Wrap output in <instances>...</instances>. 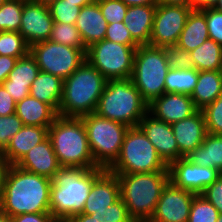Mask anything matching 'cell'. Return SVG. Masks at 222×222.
<instances>
[{
	"instance_id": "obj_59",
	"label": "cell",
	"mask_w": 222,
	"mask_h": 222,
	"mask_svg": "<svg viewBox=\"0 0 222 222\" xmlns=\"http://www.w3.org/2000/svg\"><path fill=\"white\" fill-rule=\"evenodd\" d=\"M7 0H0V6H2Z\"/></svg>"
},
{
	"instance_id": "obj_32",
	"label": "cell",
	"mask_w": 222,
	"mask_h": 222,
	"mask_svg": "<svg viewBox=\"0 0 222 222\" xmlns=\"http://www.w3.org/2000/svg\"><path fill=\"white\" fill-rule=\"evenodd\" d=\"M25 0H7L0 6V32H19Z\"/></svg>"
},
{
	"instance_id": "obj_5",
	"label": "cell",
	"mask_w": 222,
	"mask_h": 222,
	"mask_svg": "<svg viewBox=\"0 0 222 222\" xmlns=\"http://www.w3.org/2000/svg\"><path fill=\"white\" fill-rule=\"evenodd\" d=\"M48 137L61 167H98L94 163L81 118L58 115L48 128Z\"/></svg>"
},
{
	"instance_id": "obj_43",
	"label": "cell",
	"mask_w": 222,
	"mask_h": 222,
	"mask_svg": "<svg viewBox=\"0 0 222 222\" xmlns=\"http://www.w3.org/2000/svg\"><path fill=\"white\" fill-rule=\"evenodd\" d=\"M105 39L124 45H138L124 22L108 24Z\"/></svg>"
},
{
	"instance_id": "obj_50",
	"label": "cell",
	"mask_w": 222,
	"mask_h": 222,
	"mask_svg": "<svg viewBox=\"0 0 222 222\" xmlns=\"http://www.w3.org/2000/svg\"><path fill=\"white\" fill-rule=\"evenodd\" d=\"M214 0H190V7L192 9H202L206 7H211Z\"/></svg>"
},
{
	"instance_id": "obj_20",
	"label": "cell",
	"mask_w": 222,
	"mask_h": 222,
	"mask_svg": "<svg viewBox=\"0 0 222 222\" xmlns=\"http://www.w3.org/2000/svg\"><path fill=\"white\" fill-rule=\"evenodd\" d=\"M39 72L36 60L29 52L26 56L17 59L14 68L2 85L17 103L29 96L31 84Z\"/></svg>"
},
{
	"instance_id": "obj_19",
	"label": "cell",
	"mask_w": 222,
	"mask_h": 222,
	"mask_svg": "<svg viewBox=\"0 0 222 222\" xmlns=\"http://www.w3.org/2000/svg\"><path fill=\"white\" fill-rule=\"evenodd\" d=\"M120 184L116 174L105 170L93 183L84 204L83 214H93L120 199Z\"/></svg>"
},
{
	"instance_id": "obj_57",
	"label": "cell",
	"mask_w": 222,
	"mask_h": 222,
	"mask_svg": "<svg viewBox=\"0 0 222 222\" xmlns=\"http://www.w3.org/2000/svg\"><path fill=\"white\" fill-rule=\"evenodd\" d=\"M219 71L222 73V54H221V58H220Z\"/></svg>"
},
{
	"instance_id": "obj_41",
	"label": "cell",
	"mask_w": 222,
	"mask_h": 222,
	"mask_svg": "<svg viewBox=\"0 0 222 222\" xmlns=\"http://www.w3.org/2000/svg\"><path fill=\"white\" fill-rule=\"evenodd\" d=\"M169 68L192 69L193 60L191 53L177 45L164 47Z\"/></svg>"
},
{
	"instance_id": "obj_52",
	"label": "cell",
	"mask_w": 222,
	"mask_h": 222,
	"mask_svg": "<svg viewBox=\"0 0 222 222\" xmlns=\"http://www.w3.org/2000/svg\"><path fill=\"white\" fill-rule=\"evenodd\" d=\"M157 4L190 6V0H157Z\"/></svg>"
},
{
	"instance_id": "obj_21",
	"label": "cell",
	"mask_w": 222,
	"mask_h": 222,
	"mask_svg": "<svg viewBox=\"0 0 222 222\" xmlns=\"http://www.w3.org/2000/svg\"><path fill=\"white\" fill-rule=\"evenodd\" d=\"M16 166L50 179L61 168L49 137L28 151Z\"/></svg>"
},
{
	"instance_id": "obj_4",
	"label": "cell",
	"mask_w": 222,
	"mask_h": 222,
	"mask_svg": "<svg viewBox=\"0 0 222 222\" xmlns=\"http://www.w3.org/2000/svg\"><path fill=\"white\" fill-rule=\"evenodd\" d=\"M120 197L134 222H149L163 188L169 182L168 171L152 173L116 174Z\"/></svg>"
},
{
	"instance_id": "obj_17",
	"label": "cell",
	"mask_w": 222,
	"mask_h": 222,
	"mask_svg": "<svg viewBox=\"0 0 222 222\" xmlns=\"http://www.w3.org/2000/svg\"><path fill=\"white\" fill-rule=\"evenodd\" d=\"M197 110L190 95L182 93H164L148 104L151 115L171 125Z\"/></svg>"
},
{
	"instance_id": "obj_14",
	"label": "cell",
	"mask_w": 222,
	"mask_h": 222,
	"mask_svg": "<svg viewBox=\"0 0 222 222\" xmlns=\"http://www.w3.org/2000/svg\"><path fill=\"white\" fill-rule=\"evenodd\" d=\"M195 195L187 189L174 186L169 181L162 190L149 222H187Z\"/></svg>"
},
{
	"instance_id": "obj_40",
	"label": "cell",
	"mask_w": 222,
	"mask_h": 222,
	"mask_svg": "<svg viewBox=\"0 0 222 222\" xmlns=\"http://www.w3.org/2000/svg\"><path fill=\"white\" fill-rule=\"evenodd\" d=\"M103 17L108 24L123 22L128 6L121 0H97Z\"/></svg>"
},
{
	"instance_id": "obj_56",
	"label": "cell",
	"mask_w": 222,
	"mask_h": 222,
	"mask_svg": "<svg viewBox=\"0 0 222 222\" xmlns=\"http://www.w3.org/2000/svg\"><path fill=\"white\" fill-rule=\"evenodd\" d=\"M34 1L42 5L50 6L53 2H56L57 0H34Z\"/></svg>"
},
{
	"instance_id": "obj_13",
	"label": "cell",
	"mask_w": 222,
	"mask_h": 222,
	"mask_svg": "<svg viewBox=\"0 0 222 222\" xmlns=\"http://www.w3.org/2000/svg\"><path fill=\"white\" fill-rule=\"evenodd\" d=\"M169 181L176 187L187 189L196 195L201 194L220 175L217 169L191 163L185 157L168 165Z\"/></svg>"
},
{
	"instance_id": "obj_49",
	"label": "cell",
	"mask_w": 222,
	"mask_h": 222,
	"mask_svg": "<svg viewBox=\"0 0 222 222\" xmlns=\"http://www.w3.org/2000/svg\"><path fill=\"white\" fill-rule=\"evenodd\" d=\"M64 222H98V221L95 220L91 215L81 213L66 219Z\"/></svg>"
},
{
	"instance_id": "obj_10",
	"label": "cell",
	"mask_w": 222,
	"mask_h": 222,
	"mask_svg": "<svg viewBox=\"0 0 222 222\" xmlns=\"http://www.w3.org/2000/svg\"><path fill=\"white\" fill-rule=\"evenodd\" d=\"M139 45H124L106 39L87 48L86 60L107 81L131 78L134 57Z\"/></svg>"
},
{
	"instance_id": "obj_51",
	"label": "cell",
	"mask_w": 222,
	"mask_h": 222,
	"mask_svg": "<svg viewBox=\"0 0 222 222\" xmlns=\"http://www.w3.org/2000/svg\"><path fill=\"white\" fill-rule=\"evenodd\" d=\"M128 7L137 5H157V0H121Z\"/></svg>"
},
{
	"instance_id": "obj_9",
	"label": "cell",
	"mask_w": 222,
	"mask_h": 222,
	"mask_svg": "<svg viewBox=\"0 0 222 222\" xmlns=\"http://www.w3.org/2000/svg\"><path fill=\"white\" fill-rule=\"evenodd\" d=\"M94 163L108 169L118 158L128 126L91 113L81 117Z\"/></svg>"
},
{
	"instance_id": "obj_16",
	"label": "cell",
	"mask_w": 222,
	"mask_h": 222,
	"mask_svg": "<svg viewBox=\"0 0 222 222\" xmlns=\"http://www.w3.org/2000/svg\"><path fill=\"white\" fill-rule=\"evenodd\" d=\"M138 126L167 165L179 159V148L171 124L157 119L147 112Z\"/></svg>"
},
{
	"instance_id": "obj_22",
	"label": "cell",
	"mask_w": 222,
	"mask_h": 222,
	"mask_svg": "<svg viewBox=\"0 0 222 222\" xmlns=\"http://www.w3.org/2000/svg\"><path fill=\"white\" fill-rule=\"evenodd\" d=\"M75 26L87 48L105 39L108 23L101 13L97 0L81 8Z\"/></svg>"
},
{
	"instance_id": "obj_48",
	"label": "cell",
	"mask_w": 222,
	"mask_h": 222,
	"mask_svg": "<svg viewBox=\"0 0 222 222\" xmlns=\"http://www.w3.org/2000/svg\"><path fill=\"white\" fill-rule=\"evenodd\" d=\"M10 164L7 159L0 153V197L2 195L7 172L10 168Z\"/></svg>"
},
{
	"instance_id": "obj_53",
	"label": "cell",
	"mask_w": 222,
	"mask_h": 222,
	"mask_svg": "<svg viewBox=\"0 0 222 222\" xmlns=\"http://www.w3.org/2000/svg\"><path fill=\"white\" fill-rule=\"evenodd\" d=\"M93 1L94 0H67V2L76 3V5L81 8L85 5L92 3Z\"/></svg>"
},
{
	"instance_id": "obj_6",
	"label": "cell",
	"mask_w": 222,
	"mask_h": 222,
	"mask_svg": "<svg viewBox=\"0 0 222 222\" xmlns=\"http://www.w3.org/2000/svg\"><path fill=\"white\" fill-rule=\"evenodd\" d=\"M147 112L148 104L131 78L107 81L95 111L100 117L128 127L138 126Z\"/></svg>"
},
{
	"instance_id": "obj_42",
	"label": "cell",
	"mask_w": 222,
	"mask_h": 222,
	"mask_svg": "<svg viewBox=\"0 0 222 222\" xmlns=\"http://www.w3.org/2000/svg\"><path fill=\"white\" fill-rule=\"evenodd\" d=\"M205 14L209 39L222 46V13L212 7L200 9Z\"/></svg>"
},
{
	"instance_id": "obj_44",
	"label": "cell",
	"mask_w": 222,
	"mask_h": 222,
	"mask_svg": "<svg viewBox=\"0 0 222 222\" xmlns=\"http://www.w3.org/2000/svg\"><path fill=\"white\" fill-rule=\"evenodd\" d=\"M201 195L222 214V173Z\"/></svg>"
},
{
	"instance_id": "obj_15",
	"label": "cell",
	"mask_w": 222,
	"mask_h": 222,
	"mask_svg": "<svg viewBox=\"0 0 222 222\" xmlns=\"http://www.w3.org/2000/svg\"><path fill=\"white\" fill-rule=\"evenodd\" d=\"M53 24L54 20L49 6L42 5L34 0H25L19 33L29 46L49 40Z\"/></svg>"
},
{
	"instance_id": "obj_8",
	"label": "cell",
	"mask_w": 222,
	"mask_h": 222,
	"mask_svg": "<svg viewBox=\"0 0 222 222\" xmlns=\"http://www.w3.org/2000/svg\"><path fill=\"white\" fill-rule=\"evenodd\" d=\"M169 69L164 48L150 45L137 47L131 81L147 104L165 93V78Z\"/></svg>"
},
{
	"instance_id": "obj_54",
	"label": "cell",
	"mask_w": 222,
	"mask_h": 222,
	"mask_svg": "<svg viewBox=\"0 0 222 222\" xmlns=\"http://www.w3.org/2000/svg\"><path fill=\"white\" fill-rule=\"evenodd\" d=\"M216 11L222 13V0H214V3L211 6Z\"/></svg>"
},
{
	"instance_id": "obj_3",
	"label": "cell",
	"mask_w": 222,
	"mask_h": 222,
	"mask_svg": "<svg viewBox=\"0 0 222 222\" xmlns=\"http://www.w3.org/2000/svg\"><path fill=\"white\" fill-rule=\"evenodd\" d=\"M106 83V78L85 60L63 80L58 115L81 118L95 113Z\"/></svg>"
},
{
	"instance_id": "obj_11",
	"label": "cell",
	"mask_w": 222,
	"mask_h": 222,
	"mask_svg": "<svg viewBox=\"0 0 222 222\" xmlns=\"http://www.w3.org/2000/svg\"><path fill=\"white\" fill-rule=\"evenodd\" d=\"M87 48H75L51 40L34 43L30 54L35 58L40 71L68 78L85 60Z\"/></svg>"
},
{
	"instance_id": "obj_25",
	"label": "cell",
	"mask_w": 222,
	"mask_h": 222,
	"mask_svg": "<svg viewBox=\"0 0 222 222\" xmlns=\"http://www.w3.org/2000/svg\"><path fill=\"white\" fill-rule=\"evenodd\" d=\"M15 113L24 125L50 127L58 113L49 105L27 96L16 103Z\"/></svg>"
},
{
	"instance_id": "obj_37",
	"label": "cell",
	"mask_w": 222,
	"mask_h": 222,
	"mask_svg": "<svg viewBox=\"0 0 222 222\" xmlns=\"http://www.w3.org/2000/svg\"><path fill=\"white\" fill-rule=\"evenodd\" d=\"M90 215L98 222H134L121 198L106 209Z\"/></svg>"
},
{
	"instance_id": "obj_30",
	"label": "cell",
	"mask_w": 222,
	"mask_h": 222,
	"mask_svg": "<svg viewBox=\"0 0 222 222\" xmlns=\"http://www.w3.org/2000/svg\"><path fill=\"white\" fill-rule=\"evenodd\" d=\"M193 68L198 71L219 70L222 46L212 39H207L203 44L191 52Z\"/></svg>"
},
{
	"instance_id": "obj_47",
	"label": "cell",
	"mask_w": 222,
	"mask_h": 222,
	"mask_svg": "<svg viewBox=\"0 0 222 222\" xmlns=\"http://www.w3.org/2000/svg\"><path fill=\"white\" fill-rule=\"evenodd\" d=\"M17 58L0 55V84H2L9 75V72L14 68Z\"/></svg>"
},
{
	"instance_id": "obj_26",
	"label": "cell",
	"mask_w": 222,
	"mask_h": 222,
	"mask_svg": "<svg viewBox=\"0 0 222 222\" xmlns=\"http://www.w3.org/2000/svg\"><path fill=\"white\" fill-rule=\"evenodd\" d=\"M222 93V73L215 71H199L198 81L190 95L195 107L202 110L213 103Z\"/></svg>"
},
{
	"instance_id": "obj_27",
	"label": "cell",
	"mask_w": 222,
	"mask_h": 222,
	"mask_svg": "<svg viewBox=\"0 0 222 222\" xmlns=\"http://www.w3.org/2000/svg\"><path fill=\"white\" fill-rule=\"evenodd\" d=\"M207 39L209 34L205 14L200 9H192L176 45L191 52Z\"/></svg>"
},
{
	"instance_id": "obj_2",
	"label": "cell",
	"mask_w": 222,
	"mask_h": 222,
	"mask_svg": "<svg viewBox=\"0 0 222 222\" xmlns=\"http://www.w3.org/2000/svg\"><path fill=\"white\" fill-rule=\"evenodd\" d=\"M106 169L61 167L52 178L50 213L60 222L81 214L94 181Z\"/></svg>"
},
{
	"instance_id": "obj_7",
	"label": "cell",
	"mask_w": 222,
	"mask_h": 222,
	"mask_svg": "<svg viewBox=\"0 0 222 222\" xmlns=\"http://www.w3.org/2000/svg\"><path fill=\"white\" fill-rule=\"evenodd\" d=\"M113 174H134L168 171V165L158 155L139 126L129 127L116 161L107 169Z\"/></svg>"
},
{
	"instance_id": "obj_12",
	"label": "cell",
	"mask_w": 222,
	"mask_h": 222,
	"mask_svg": "<svg viewBox=\"0 0 222 222\" xmlns=\"http://www.w3.org/2000/svg\"><path fill=\"white\" fill-rule=\"evenodd\" d=\"M190 6L157 4L150 36V46L176 45L191 12Z\"/></svg>"
},
{
	"instance_id": "obj_46",
	"label": "cell",
	"mask_w": 222,
	"mask_h": 222,
	"mask_svg": "<svg viewBox=\"0 0 222 222\" xmlns=\"http://www.w3.org/2000/svg\"><path fill=\"white\" fill-rule=\"evenodd\" d=\"M16 101L0 84V116H8L15 113Z\"/></svg>"
},
{
	"instance_id": "obj_23",
	"label": "cell",
	"mask_w": 222,
	"mask_h": 222,
	"mask_svg": "<svg viewBox=\"0 0 222 222\" xmlns=\"http://www.w3.org/2000/svg\"><path fill=\"white\" fill-rule=\"evenodd\" d=\"M48 137V127L24 125L2 152L10 165H16L34 146Z\"/></svg>"
},
{
	"instance_id": "obj_18",
	"label": "cell",
	"mask_w": 222,
	"mask_h": 222,
	"mask_svg": "<svg viewBox=\"0 0 222 222\" xmlns=\"http://www.w3.org/2000/svg\"><path fill=\"white\" fill-rule=\"evenodd\" d=\"M179 148V159L187 156L201 145L207 135L206 123L202 110L171 125Z\"/></svg>"
},
{
	"instance_id": "obj_38",
	"label": "cell",
	"mask_w": 222,
	"mask_h": 222,
	"mask_svg": "<svg viewBox=\"0 0 222 222\" xmlns=\"http://www.w3.org/2000/svg\"><path fill=\"white\" fill-rule=\"evenodd\" d=\"M207 133L222 135V93L213 102L202 109Z\"/></svg>"
},
{
	"instance_id": "obj_45",
	"label": "cell",
	"mask_w": 222,
	"mask_h": 222,
	"mask_svg": "<svg viewBox=\"0 0 222 222\" xmlns=\"http://www.w3.org/2000/svg\"><path fill=\"white\" fill-rule=\"evenodd\" d=\"M12 222H60L51 213H26L11 217Z\"/></svg>"
},
{
	"instance_id": "obj_55",
	"label": "cell",
	"mask_w": 222,
	"mask_h": 222,
	"mask_svg": "<svg viewBox=\"0 0 222 222\" xmlns=\"http://www.w3.org/2000/svg\"><path fill=\"white\" fill-rule=\"evenodd\" d=\"M0 222H12V219L9 215L0 211Z\"/></svg>"
},
{
	"instance_id": "obj_24",
	"label": "cell",
	"mask_w": 222,
	"mask_h": 222,
	"mask_svg": "<svg viewBox=\"0 0 222 222\" xmlns=\"http://www.w3.org/2000/svg\"><path fill=\"white\" fill-rule=\"evenodd\" d=\"M156 5H137L127 9L123 22L133 40L139 45H149Z\"/></svg>"
},
{
	"instance_id": "obj_34",
	"label": "cell",
	"mask_w": 222,
	"mask_h": 222,
	"mask_svg": "<svg viewBox=\"0 0 222 222\" xmlns=\"http://www.w3.org/2000/svg\"><path fill=\"white\" fill-rule=\"evenodd\" d=\"M49 40L75 48H87L75 24L54 22Z\"/></svg>"
},
{
	"instance_id": "obj_28",
	"label": "cell",
	"mask_w": 222,
	"mask_h": 222,
	"mask_svg": "<svg viewBox=\"0 0 222 222\" xmlns=\"http://www.w3.org/2000/svg\"><path fill=\"white\" fill-rule=\"evenodd\" d=\"M63 80L40 71L30 87L29 95L49 104L57 113L62 98Z\"/></svg>"
},
{
	"instance_id": "obj_58",
	"label": "cell",
	"mask_w": 222,
	"mask_h": 222,
	"mask_svg": "<svg viewBox=\"0 0 222 222\" xmlns=\"http://www.w3.org/2000/svg\"><path fill=\"white\" fill-rule=\"evenodd\" d=\"M216 222H222V214H219L218 219Z\"/></svg>"
},
{
	"instance_id": "obj_33",
	"label": "cell",
	"mask_w": 222,
	"mask_h": 222,
	"mask_svg": "<svg viewBox=\"0 0 222 222\" xmlns=\"http://www.w3.org/2000/svg\"><path fill=\"white\" fill-rule=\"evenodd\" d=\"M30 46L19 32H0V55L21 58L29 53Z\"/></svg>"
},
{
	"instance_id": "obj_29",
	"label": "cell",
	"mask_w": 222,
	"mask_h": 222,
	"mask_svg": "<svg viewBox=\"0 0 222 222\" xmlns=\"http://www.w3.org/2000/svg\"><path fill=\"white\" fill-rule=\"evenodd\" d=\"M185 158L191 163L211 167L222 173V135L207 133L203 143Z\"/></svg>"
},
{
	"instance_id": "obj_31",
	"label": "cell",
	"mask_w": 222,
	"mask_h": 222,
	"mask_svg": "<svg viewBox=\"0 0 222 222\" xmlns=\"http://www.w3.org/2000/svg\"><path fill=\"white\" fill-rule=\"evenodd\" d=\"M199 71L192 69L170 68L165 78V93L191 95L198 81Z\"/></svg>"
},
{
	"instance_id": "obj_39",
	"label": "cell",
	"mask_w": 222,
	"mask_h": 222,
	"mask_svg": "<svg viewBox=\"0 0 222 222\" xmlns=\"http://www.w3.org/2000/svg\"><path fill=\"white\" fill-rule=\"evenodd\" d=\"M24 126L16 113L0 116V153L8 146L10 139Z\"/></svg>"
},
{
	"instance_id": "obj_35",
	"label": "cell",
	"mask_w": 222,
	"mask_h": 222,
	"mask_svg": "<svg viewBox=\"0 0 222 222\" xmlns=\"http://www.w3.org/2000/svg\"><path fill=\"white\" fill-rule=\"evenodd\" d=\"M218 210L201 194L195 195L187 222H216Z\"/></svg>"
},
{
	"instance_id": "obj_1",
	"label": "cell",
	"mask_w": 222,
	"mask_h": 222,
	"mask_svg": "<svg viewBox=\"0 0 222 222\" xmlns=\"http://www.w3.org/2000/svg\"><path fill=\"white\" fill-rule=\"evenodd\" d=\"M52 179L11 165L0 197V211L14 217L50 213Z\"/></svg>"
},
{
	"instance_id": "obj_36",
	"label": "cell",
	"mask_w": 222,
	"mask_h": 222,
	"mask_svg": "<svg viewBox=\"0 0 222 222\" xmlns=\"http://www.w3.org/2000/svg\"><path fill=\"white\" fill-rule=\"evenodd\" d=\"M49 9L54 22L75 24L81 7L67 0H57L49 6Z\"/></svg>"
}]
</instances>
